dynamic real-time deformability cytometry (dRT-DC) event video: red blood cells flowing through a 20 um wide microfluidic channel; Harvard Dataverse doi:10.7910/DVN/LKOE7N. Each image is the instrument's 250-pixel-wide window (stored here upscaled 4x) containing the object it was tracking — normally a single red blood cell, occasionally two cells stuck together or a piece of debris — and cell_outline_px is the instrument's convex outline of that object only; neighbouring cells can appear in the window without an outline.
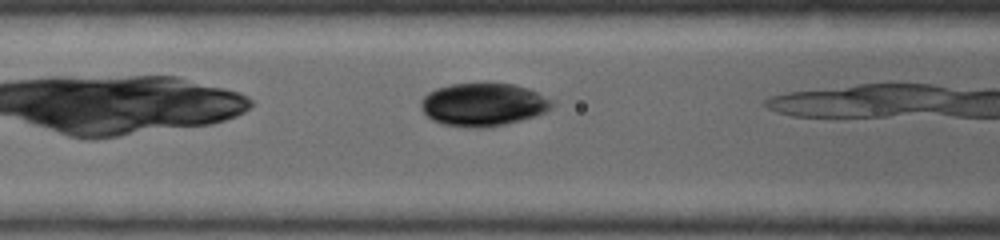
{"species": "common noctule bat (a hibernating species)", "species_latin": "Nyctalus noctula", "temperature_condition": "warm", "stored_images_in_passage": 10, "camera_frame_rate_fps": 5000, "um_per_image_px": 0.085, "animal": {"sex": "female", "body_mass_g": 19.0, "forearm_length_mm": 53.3}, "frame": {"image": 1, "passage_image": 5, "time_ms": 1.0, "image_size_px": [1000, 240], "cell_outline_px": [[552, 108], [544, 112], [520, 120], [488, 128], [476, 128], [444, 124], [432, 120], [420, 108], [420, 100], [428, 92], [436, 88], [452, 84], [512, 84], [528, 88], [552, 100]], "centroid_in_image_um": [41.04, 8.89], "position_along_channel_um": 125.6, "area_um2": 32.48}}